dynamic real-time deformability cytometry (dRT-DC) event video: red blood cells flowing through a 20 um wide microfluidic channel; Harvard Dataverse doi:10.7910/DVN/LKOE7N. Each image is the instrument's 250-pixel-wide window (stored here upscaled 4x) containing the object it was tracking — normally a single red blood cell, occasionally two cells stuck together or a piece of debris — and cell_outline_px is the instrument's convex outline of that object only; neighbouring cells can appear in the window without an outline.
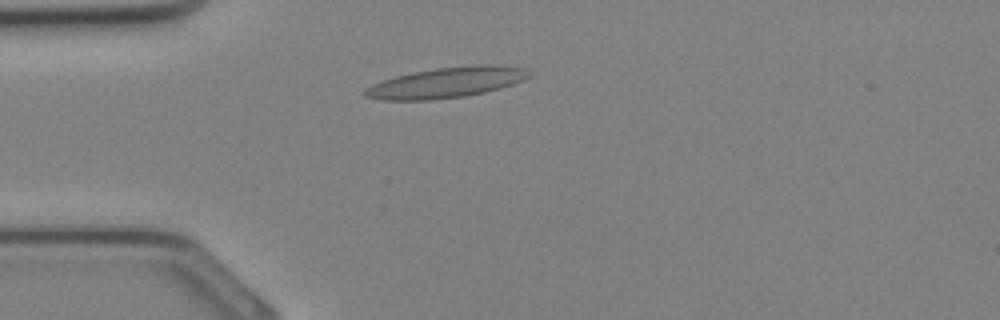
{"species": "Egyptian fruit bat (a non-hibernating species)", "species_latin": "Rousettus aegyptiacus", "temperature_condition": "cold", "stored_images_in_passage": 31, "camera_frame_rate_fps": 3000, "um_per_image_px": 0.085, "animal": {"sex": "female"}, "frame": {"image": 1, "passage_image": 6, "time_ms": 1.667, "image_size_px": [1000, 320], "cell_outline_px": [[532, 76], [524, 80], [500, 88], [484, 92], [464, 96], [428, 100], [380, 100], [364, 96], [364, 88], [372, 84], [396, 76], [412, 72], [436, 68], [480, 64], [492, 64], [524, 68]], "centroid_in_image_um": [37.93, 7.01], "position_along_channel_um": 47.1, "area_um2": 29.07}}
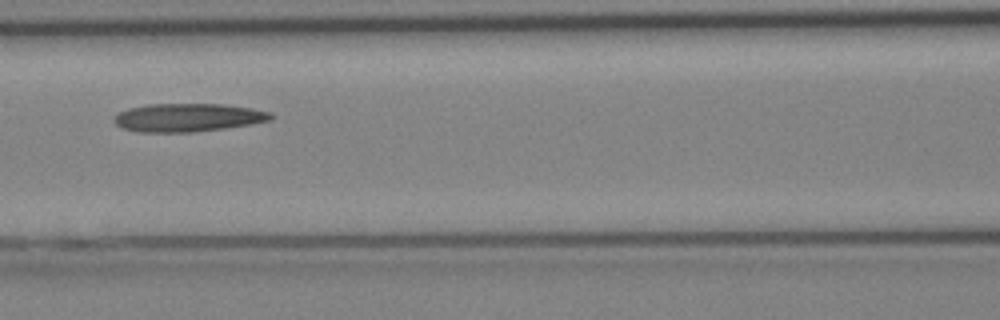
{"frame": {"image": 2, "passage_image": 12, "time_ms": 3.667, "image_size_px": [1000, 320], "cell_outline_px": [[272, 120], [252, 124], [192, 132], [140, 132], [120, 128], [112, 120], [120, 112], [128, 108], [148, 104], [224, 104], [252, 108], [272, 112]], "centroid_in_image_um": [15.97, 9.99], "position_along_channel_um": 150.6, "area_um2": 25.84}}
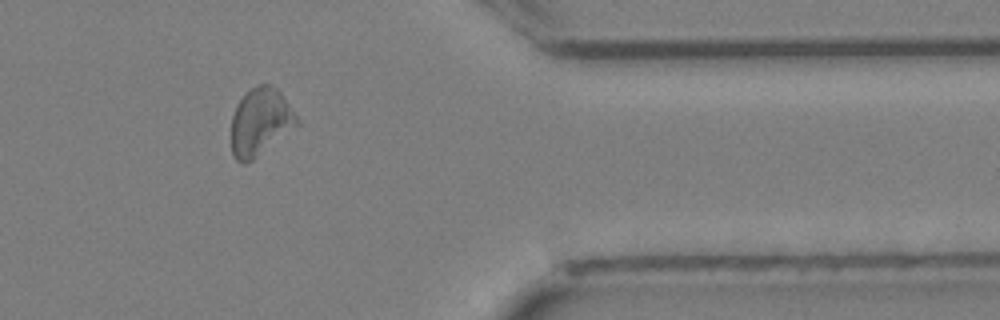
{"frame": {"image": 3, "passage_image": 25, "time_ms": 8.0, "image_size_px": [1000, 320], "cell_outline_px": [[300, 124], [252, 160], [244, 164], [236, 160], [232, 156], [232, 116], [240, 100], [252, 88], [260, 84], [272, 84], [280, 92], [300, 120]], "centroid_in_image_um": [22.15, 10.38], "position_along_channel_um": 389.3, "area_um2": 25.49}}